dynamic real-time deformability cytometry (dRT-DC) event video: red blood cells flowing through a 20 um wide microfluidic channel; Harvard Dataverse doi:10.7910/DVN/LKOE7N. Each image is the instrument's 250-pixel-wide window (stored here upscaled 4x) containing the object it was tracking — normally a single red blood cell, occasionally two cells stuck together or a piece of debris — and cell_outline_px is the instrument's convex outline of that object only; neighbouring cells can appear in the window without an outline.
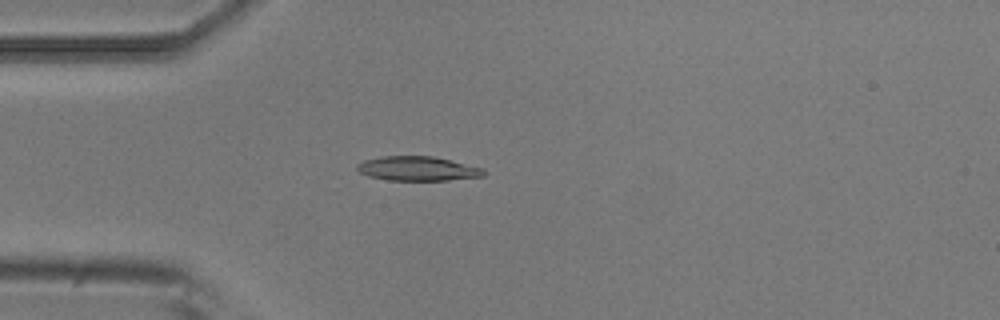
{"species": "common noctule bat (a hibernating species)", "species_latin": "Nyctalus noctula", "temperature_condition": "room temperature", "stored_images_in_passage": 4, "camera_frame_rate_fps": 3000, "um_per_image_px": 0.085, "animal": {"sex": "male", "body_mass_g": 20.5, "forearm_length_mm": 52.5}, "frame": {"image": 1, "passage_image": 4, "time_ms": 1.0, "image_size_px": [1000, 320], "cell_outline_px": [[488, 172], [484, 176], [448, 180], [388, 180], [368, 176], [360, 172], [356, 168], [356, 164], [364, 160], [380, 156], [432, 156], [484, 168]], "centroid_in_image_um": [35.5, 14.33], "position_along_channel_um": 49.5, "area_um2": 18.03}}